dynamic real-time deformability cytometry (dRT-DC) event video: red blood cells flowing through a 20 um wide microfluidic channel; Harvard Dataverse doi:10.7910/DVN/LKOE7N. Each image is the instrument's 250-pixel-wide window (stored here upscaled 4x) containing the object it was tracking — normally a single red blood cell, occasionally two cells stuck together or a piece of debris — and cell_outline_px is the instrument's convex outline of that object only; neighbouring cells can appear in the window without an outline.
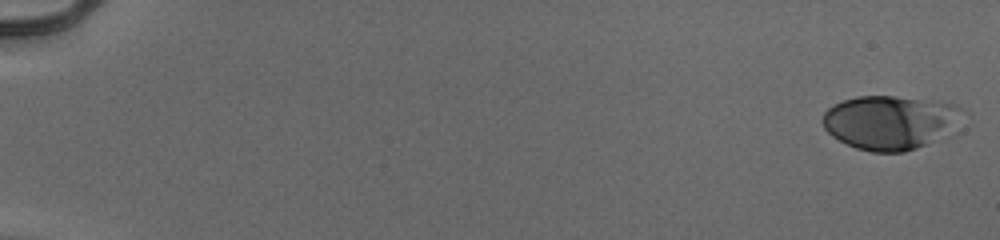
{"species": "human", "species_latin": "Homo sapiens", "temperature_condition": "cold", "stored_images_in_passage": 19, "camera_frame_rate_fps": 3000, "um_per_image_px": 0.085, "donor": {"sex": "male"}, "frame": {"image": 1, "passage_image": 1, "time_ms": 0.0, "image_size_px": [1000, 240], "cell_outline_px": [[968, 112], [948, 136], [916, 148], [904, 152], [872, 152], [856, 148], [832, 136], [824, 128], [820, 120], [824, 112], [828, 108], [844, 100], [856, 96], [892, 96], [936, 100], [952, 104], [964, 108]], "centroid_in_image_um": [75.73, 10.39], "position_along_channel_um": 9.3, "area_um2": 44.74}}